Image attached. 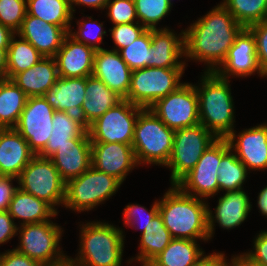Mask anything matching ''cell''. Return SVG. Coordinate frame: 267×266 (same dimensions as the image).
Returning <instances> with one entry per match:
<instances>
[{
    "instance_id": "6da1fadb",
    "label": "cell",
    "mask_w": 267,
    "mask_h": 266,
    "mask_svg": "<svg viewBox=\"0 0 267 266\" xmlns=\"http://www.w3.org/2000/svg\"><path fill=\"white\" fill-rule=\"evenodd\" d=\"M243 28L220 2L184 29L185 63L204 62V72H214Z\"/></svg>"
},
{
    "instance_id": "7a4b0ae2",
    "label": "cell",
    "mask_w": 267,
    "mask_h": 266,
    "mask_svg": "<svg viewBox=\"0 0 267 266\" xmlns=\"http://www.w3.org/2000/svg\"><path fill=\"white\" fill-rule=\"evenodd\" d=\"M208 201L171 185L159 199V214L172 238L209 241Z\"/></svg>"
},
{
    "instance_id": "3957f363",
    "label": "cell",
    "mask_w": 267,
    "mask_h": 266,
    "mask_svg": "<svg viewBox=\"0 0 267 266\" xmlns=\"http://www.w3.org/2000/svg\"><path fill=\"white\" fill-rule=\"evenodd\" d=\"M79 226V249L75 258L68 260L74 266H122L124 235L122 228L109 222L89 221Z\"/></svg>"
},
{
    "instance_id": "277c9868",
    "label": "cell",
    "mask_w": 267,
    "mask_h": 266,
    "mask_svg": "<svg viewBox=\"0 0 267 266\" xmlns=\"http://www.w3.org/2000/svg\"><path fill=\"white\" fill-rule=\"evenodd\" d=\"M230 82L214 72H203L200 83L198 81V85L194 84L198 95L200 124L217 138H226L235 128Z\"/></svg>"
},
{
    "instance_id": "5b68a950",
    "label": "cell",
    "mask_w": 267,
    "mask_h": 266,
    "mask_svg": "<svg viewBox=\"0 0 267 266\" xmlns=\"http://www.w3.org/2000/svg\"><path fill=\"white\" fill-rule=\"evenodd\" d=\"M175 130L168 128L150 109H143L136 120L132 147L139 165L165 167L169 161Z\"/></svg>"
},
{
    "instance_id": "8992f818",
    "label": "cell",
    "mask_w": 267,
    "mask_h": 266,
    "mask_svg": "<svg viewBox=\"0 0 267 266\" xmlns=\"http://www.w3.org/2000/svg\"><path fill=\"white\" fill-rule=\"evenodd\" d=\"M62 228L52 220L18 226L19 245L14 249L42 266L62 264L69 258L60 247L64 234Z\"/></svg>"
},
{
    "instance_id": "52a82bcc",
    "label": "cell",
    "mask_w": 267,
    "mask_h": 266,
    "mask_svg": "<svg viewBox=\"0 0 267 266\" xmlns=\"http://www.w3.org/2000/svg\"><path fill=\"white\" fill-rule=\"evenodd\" d=\"M123 183L91 166L79 177L66 182L63 206L75 213L88 212L108 201Z\"/></svg>"
},
{
    "instance_id": "ba28073f",
    "label": "cell",
    "mask_w": 267,
    "mask_h": 266,
    "mask_svg": "<svg viewBox=\"0 0 267 266\" xmlns=\"http://www.w3.org/2000/svg\"><path fill=\"white\" fill-rule=\"evenodd\" d=\"M184 73L185 68L145 67L133 70L125 99L148 109L158 99L166 97L182 85L184 82H181V78Z\"/></svg>"
},
{
    "instance_id": "9c48e42d",
    "label": "cell",
    "mask_w": 267,
    "mask_h": 266,
    "mask_svg": "<svg viewBox=\"0 0 267 266\" xmlns=\"http://www.w3.org/2000/svg\"><path fill=\"white\" fill-rule=\"evenodd\" d=\"M218 138L202 124L175 130L172 152L166 168L170 184L176 185L197 164L204 151Z\"/></svg>"
},
{
    "instance_id": "30bf717a",
    "label": "cell",
    "mask_w": 267,
    "mask_h": 266,
    "mask_svg": "<svg viewBox=\"0 0 267 266\" xmlns=\"http://www.w3.org/2000/svg\"><path fill=\"white\" fill-rule=\"evenodd\" d=\"M18 188L49 203L56 211L65 200L66 182L50 158L35 155L17 178Z\"/></svg>"
},
{
    "instance_id": "8fae6325",
    "label": "cell",
    "mask_w": 267,
    "mask_h": 266,
    "mask_svg": "<svg viewBox=\"0 0 267 266\" xmlns=\"http://www.w3.org/2000/svg\"><path fill=\"white\" fill-rule=\"evenodd\" d=\"M143 109L123 99L87 127L90 141L132 146L136 120Z\"/></svg>"
},
{
    "instance_id": "7c38bea8",
    "label": "cell",
    "mask_w": 267,
    "mask_h": 266,
    "mask_svg": "<svg viewBox=\"0 0 267 266\" xmlns=\"http://www.w3.org/2000/svg\"><path fill=\"white\" fill-rule=\"evenodd\" d=\"M230 148L226 138H218L198 160L194 168L176 186L184 193L208 201L219 193L218 168L221 156Z\"/></svg>"
},
{
    "instance_id": "4fadbf2b",
    "label": "cell",
    "mask_w": 267,
    "mask_h": 266,
    "mask_svg": "<svg viewBox=\"0 0 267 266\" xmlns=\"http://www.w3.org/2000/svg\"><path fill=\"white\" fill-rule=\"evenodd\" d=\"M150 109L172 130L200 123L198 95L195 85L190 82H184L166 97L158 99Z\"/></svg>"
},
{
    "instance_id": "5bb4252c",
    "label": "cell",
    "mask_w": 267,
    "mask_h": 266,
    "mask_svg": "<svg viewBox=\"0 0 267 266\" xmlns=\"http://www.w3.org/2000/svg\"><path fill=\"white\" fill-rule=\"evenodd\" d=\"M55 110L43 96L28 97L26 105L14 127L38 155L46 146L52 132Z\"/></svg>"
},
{
    "instance_id": "9a60e30c",
    "label": "cell",
    "mask_w": 267,
    "mask_h": 266,
    "mask_svg": "<svg viewBox=\"0 0 267 266\" xmlns=\"http://www.w3.org/2000/svg\"><path fill=\"white\" fill-rule=\"evenodd\" d=\"M214 73L224 79L246 78L255 73L265 78L257 61L256 39L249 28L244 27L236 36L226 58Z\"/></svg>"
},
{
    "instance_id": "2e32d148",
    "label": "cell",
    "mask_w": 267,
    "mask_h": 266,
    "mask_svg": "<svg viewBox=\"0 0 267 266\" xmlns=\"http://www.w3.org/2000/svg\"><path fill=\"white\" fill-rule=\"evenodd\" d=\"M226 139L248 171L267 169V122L243 129L238 134L233 130Z\"/></svg>"
},
{
    "instance_id": "e0dca14e",
    "label": "cell",
    "mask_w": 267,
    "mask_h": 266,
    "mask_svg": "<svg viewBox=\"0 0 267 266\" xmlns=\"http://www.w3.org/2000/svg\"><path fill=\"white\" fill-rule=\"evenodd\" d=\"M92 166L112 175L122 183L135 167L139 166L131 145L119 142H91Z\"/></svg>"
},
{
    "instance_id": "ac0fdd59",
    "label": "cell",
    "mask_w": 267,
    "mask_h": 266,
    "mask_svg": "<svg viewBox=\"0 0 267 266\" xmlns=\"http://www.w3.org/2000/svg\"><path fill=\"white\" fill-rule=\"evenodd\" d=\"M244 189L225 192L222 196L218 197L217 206L210 210L208 206V229L209 240L215 234V223L224 230H231L241 226V224L248 218L252 210V202ZM215 214V215H214Z\"/></svg>"
},
{
    "instance_id": "d6986e66",
    "label": "cell",
    "mask_w": 267,
    "mask_h": 266,
    "mask_svg": "<svg viewBox=\"0 0 267 266\" xmlns=\"http://www.w3.org/2000/svg\"><path fill=\"white\" fill-rule=\"evenodd\" d=\"M181 58H185L183 29L179 34L167 26L151 29L149 67L187 68Z\"/></svg>"
},
{
    "instance_id": "ffe728a7",
    "label": "cell",
    "mask_w": 267,
    "mask_h": 266,
    "mask_svg": "<svg viewBox=\"0 0 267 266\" xmlns=\"http://www.w3.org/2000/svg\"><path fill=\"white\" fill-rule=\"evenodd\" d=\"M96 50L75 40L69 34L64 38L61 48L54 58L59 77H88L93 73Z\"/></svg>"
},
{
    "instance_id": "44dd1931",
    "label": "cell",
    "mask_w": 267,
    "mask_h": 266,
    "mask_svg": "<svg viewBox=\"0 0 267 266\" xmlns=\"http://www.w3.org/2000/svg\"><path fill=\"white\" fill-rule=\"evenodd\" d=\"M62 179L67 182L79 177L92 166V151L89 134L75 137L60 146L50 157Z\"/></svg>"
},
{
    "instance_id": "7402d4cb",
    "label": "cell",
    "mask_w": 267,
    "mask_h": 266,
    "mask_svg": "<svg viewBox=\"0 0 267 266\" xmlns=\"http://www.w3.org/2000/svg\"><path fill=\"white\" fill-rule=\"evenodd\" d=\"M132 70L118 51L102 48L96 50L92 75L103 81L110 90L125 99L130 88Z\"/></svg>"
},
{
    "instance_id": "603a6c76",
    "label": "cell",
    "mask_w": 267,
    "mask_h": 266,
    "mask_svg": "<svg viewBox=\"0 0 267 266\" xmlns=\"http://www.w3.org/2000/svg\"><path fill=\"white\" fill-rule=\"evenodd\" d=\"M68 31L64 27L49 24L26 13L17 37L28 41L44 57H54L61 48Z\"/></svg>"
},
{
    "instance_id": "cb8c5ba5",
    "label": "cell",
    "mask_w": 267,
    "mask_h": 266,
    "mask_svg": "<svg viewBox=\"0 0 267 266\" xmlns=\"http://www.w3.org/2000/svg\"><path fill=\"white\" fill-rule=\"evenodd\" d=\"M35 155L15 128H0V176L17 179Z\"/></svg>"
},
{
    "instance_id": "d4e9b609",
    "label": "cell",
    "mask_w": 267,
    "mask_h": 266,
    "mask_svg": "<svg viewBox=\"0 0 267 266\" xmlns=\"http://www.w3.org/2000/svg\"><path fill=\"white\" fill-rule=\"evenodd\" d=\"M86 77H59L43 95L55 111L80 114L85 95Z\"/></svg>"
},
{
    "instance_id": "484cf974",
    "label": "cell",
    "mask_w": 267,
    "mask_h": 266,
    "mask_svg": "<svg viewBox=\"0 0 267 266\" xmlns=\"http://www.w3.org/2000/svg\"><path fill=\"white\" fill-rule=\"evenodd\" d=\"M59 78L54 57H43L32 67L15 74L11 80L28 96H43Z\"/></svg>"
},
{
    "instance_id": "4316f807",
    "label": "cell",
    "mask_w": 267,
    "mask_h": 266,
    "mask_svg": "<svg viewBox=\"0 0 267 266\" xmlns=\"http://www.w3.org/2000/svg\"><path fill=\"white\" fill-rule=\"evenodd\" d=\"M85 95L86 99L82 104L79 117L87 127L123 100L103 81L93 75L86 77Z\"/></svg>"
},
{
    "instance_id": "83f0119b",
    "label": "cell",
    "mask_w": 267,
    "mask_h": 266,
    "mask_svg": "<svg viewBox=\"0 0 267 266\" xmlns=\"http://www.w3.org/2000/svg\"><path fill=\"white\" fill-rule=\"evenodd\" d=\"M7 211L13 220H20L18 223H21L18 226L45 222L55 218L59 213L46 201L18 187L13 193Z\"/></svg>"
},
{
    "instance_id": "f1b7e54d",
    "label": "cell",
    "mask_w": 267,
    "mask_h": 266,
    "mask_svg": "<svg viewBox=\"0 0 267 266\" xmlns=\"http://www.w3.org/2000/svg\"><path fill=\"white\" fill-rule=\"evenodd\" d=\"M52 132L45 148L38 154L41 157L50 158L63 144L69 143L75 137H86L87 126L79 115L55 111L52 120Z\"/></svg>"
},
{
    "instance_id": "f546056e",
    "label": "cell",
    "mask_w": 267,
    "mask_h": 266,
    "mask_svg": "<svg viewBox=\"0 0 267 266\" xmlns=\"http://www.w3.org/2000/svg\"><path fill=\"white\" fill-rule=\"evenodd\" d=\"M140 234L139 251L137 256L127 260L128 265L138 262L141 266H147L173 239L159 212L149 222L145 231Z\"/></svg>"
},
{
    "instance_id": "4dcf8cb0",
    "label": "cell",
    "mask_w": 267,
    "mask_h": 266,
    "mask_svg": "<svg viewBox=\"0 0 267 266\" xmlns=\"http://www.w3.org/2000/svg\"><path fill=\"white\" fill-rule=\"evenodd\" d=\"M197 240L175 239L147 266H191L204 253Z\"/></svg>"
},
{
    "instance_id": "1f68e13d",
    "label": "cell",
    "mask_w": 267,
    "mask_h": 266,
    "mask_svg": "<svg viewBox=\"0 0 267 266\" xmlns=\"http://www.w3.org/2000/svg\"><path fill=\"white\" fill-rule=\"evenodd\" d=\"M28 96L11 80L0 79V128H14Z\"/></svg>"
},
{
    "instance_id": "d6a6232c",
    "label": "cell",
    "mask_w": 267,
    "mask_h": 266,
    "mask_svg": "<svg viewBox=\"0 0 267 266\" xmlns=\"http://www.w3.org/2000/svg\"><path fill=\"white\" fill-rule=\"evenodd\" d=\"M27 14L69 31L74 15L69 0H26Z\"/></svg>"
},
{
    "instance_id": "836d02e7",
    "label": "cell",
    "mask_w": 267,
    "mask_h": 266,
    "mask_svg": "<svg viewBox=\"0 0 267 266\" xmlns=\"http://www.w3.org/2000/svg\"><path fill=\"white\" fill-rule=\"evenodd\" d=\"M16 36L15 34L11 38L7 49V79H11L15 74L27 70L44 57L32 44Z\"/></svg>"
},
{
    "instance_id": "e575fe53",
    "label": "cell",
    "mask_w": 267,
    "mask_h": 266,
    "mask_svg": "<svg viewBox=\"0 0 267 266\" xmlns=\"http://www.w3.org/2000/svg\"><path fill=\"white\" fill-rule=\"evenodd\" d=\"M217 170L219 193L243 189V184L246 183L247 175L250 173L230 148L221 156Z\"/></svg>"
},
{
    "instance_id": "d590c367",
    "label": "cell",
    "mask_w": 267,
    "mask_h": 266,
    "mask_svg": "<svg viewBox=\"0 0 267 266\" xmlns=\"http://www.w3.org/2000/svg\"><path fill=\"white\" fill-rule=\"evenodd\" d=\"M221 3L243 27L267 19V0H223Z\"/></svg>"
},
{
    "instance_id": "8d00e7d4",
    "label": "cell",
    "mask_w": 267,
    "mask_h": 266,
    "mask_svg": "<svg viewBox=\"0 0 267 266\" xmlns=\"http://www.w3.org/2000/svg\"><path fill=\"white\" fill-rule=\"evenodd\" d=\"M138 22L146 29L157 27L173 8V0H134Z\"/></svg>"
},
{
    "instance_id": "74e56055",
    "label": "cell",
    "mask_w": 267,
    "mask_h": 266,
    "mask_svg": "<svg viewBox=\"0 0 267 266\" xmlns=\"http://www.w3.org/2000/svg\"><path fill=\"white\" fill-rule=\"evenodd\" d=\"M151 47V29H147L133 43L118 52L128 67L133 71L149 67Z\"/></svg>"
},
{
    "instance_id": "f35d334b",
    "label": "cell",
    "mask_w": 267,
    "mask_h": 266,
    "mask_svg": "<svg viewBox=\"0 0 267 266\" xmlns=\"http://www.w3.org/2000/svg\"><path fill=\"white\" fill-rule=\"evenodd\" d=\"M85 18H87L85 20ZM85 18L77 20V31L70 27L68 34L75 40L84 43L87 46L92 47L94 50L102 49V40L104 35L107 36L106 30H104L103 22H96L93 17L86 15ZM75 32H74V31Z\"/></svg>"
},
{
    "instance_id": "ab89813d",
    "label": "cell",
    "mask_w": 267,
    "mask_h": 266,
    "mask_svg": "<svg viewBox=\"0 0 267 266\" xmlns=\"http://www.w3.org/2000/svg\"><path fill=\"white\" fill-rule=\"evenodd\" d=\"M159 212V200H155L151 205L150 210L139 204H129L125 206L123 210V225L126 227L135 228L141 230L143 233L153 219V217ZM137 225V226H136Z\"/></svg>"
},
{
    "instance_id": "60d3db41",
    "label": "cell",
    "mask_w": 267,
    "mask_h": 266,
    "mask_svg": "<svg viewBox=\"0 0 267 266\" xmlns=\"http://www.w3.org/2000/svg\"><path fill=\"white\" fill-rule=\"evenodd\" d=\"M26 0H0V23L17 32L26 16Z\"/></svg>"
},
{
    "instance_id": "b9f144b4",
    "label": "cell",
    "mask_w": 267,
    "mask_h": 266,
    "mask_svg": "<svg viewBox=\"0 0 267 266\" xmlns=\"http://www.w3.org/2000/svg\"><path fill=\"white\" fill-rule=\"evenodd\" d=\"M105 10L113 26L138 22L134 0H109Z\"/></svg>"
},
{
    "instance_id": "7bdbcfd3",
    "label": "cell",
    "mask_w": 267,
    "mask_h": 266,
    "mask_svg": "<svg viewBox=\"0 0 267 266\" xmlns=\"http://www.w3.org/2000/svg\"><path fill=\"white\" fill-rule=\"evenodd\" d=\"M147 29L143 27L139 22L119 24L109 29L110 36L114 43L113 50L119 51L120 49L127 47L141 36Z\"/></svg>"
},
{
    "instance_id": "ee69618b",
    "label": "cell",
    "mask_w": 267,
    "mask_h": 266,
    "mask_svg": "<svg viewBox=\"0 0 267 266\" xmlns=\"http://www.w3.org/2000/svg\"><path fill=\"white\" fill-rule=\"evenodd\" d=\"M256 39V55L262 74L267 76V19L248 27Z\"/></svg>"
},
{
    "instance_id": "f6af8a7d",
    "label": "cell",
    "mask_w": 267,
    "mask_h": 266,
    "mask_svg": "<svg viewBox=\"0 0 267 266\" xmlns=\"http://www.w3.org/2000/svg\"><path fill=\"white\" fill-rule=\"evenodd\" d=\"M253 244V249L244 254L258 265L267 266V230L259 231Z\"/></svg>"
},
{
    "instance_id": "bcb514c9",
    "label": "cell",
    "mask_w": 267,
    "mask_h": 266,
    "mask_svg": "<svg viewBox=\"0 0 267 266\" xmlns=\"http://www.w3.org/2000/svg\"><path fill=\"white\" fill-rule=\"evenodd\" d=\"M0 266H42L38 261L29 258L13 249L0 253Z\"/></svg>"
},
{
    "instance_id": "7dc6e473",
    "label": "cell",
    "mask_w": 267,
    "mask_h": 266,
    "mask_svg": "<svg viewBox=\"0 0 267 266\" xmlns=\"http://www.w3.org/2000/svg\"><path fill=\"white\" fill-rule=\"evenodd\" d=\"M18 224L7 210L0 211V245L8 243L17 236Z\"/></svg>"
},
{
    "instance_id": "c3c4849f",
    "label": "cell",
    "mask_w": 267,
    "mask_h": 266,
    "mask_svg": "<svg viewBox=\"0 0 267 266\" xmlns=\"http://www.w3.org/2000/svg\"><path fill=\"white\" fill-rule=\"evenodd\" d=\"M15 180L17 182L16 178L0 176V211L8 209L13 193L18 187L13 185Z\"/></svg>"
},
{
    "instance_id": "681fc988",
    "label": "cell",
    "mask_w": 267,
    "mask_h": 266,
    "mask_svg": "<svg viewBox=\"0 0 267 266\" xmlns=\"http://www.w3.org/2000/svg\"><path fill=\"white\" fill-rule=\"evenodd\" d=\"M225 264V253L215 252L205 253L191 266H224Z\"/></svg>"
},
{
    "instance_id": "f907efd6",
    "label": "cell",
    "mask_w": 267,
    "mask_h": 266,
    "mask_svg": "<svg viewBox=\"0 0 267 266\" xmlns=\"http://www.w3.org/2000/svg\"><path fill=\"white\" fill-rule=\"evenodd\" d=\"M70 6L73 14L75 13L76 9L75 6H83L87 8H94L97 10H104L106 7V4L109 0H69Z\"/></svg>"
},
{
    "instance_id": "816d5d0a",
    "label": "cell",
    "mask_w": 267,
    "mask_h": 266,
    "mask_svg": "<svg viewBox=\"0 0 267 266\" xmlns=\"http://www.w3.org/2000/svg\"><path fill=\"white\" fill-rule=\"evenodd\" d=\"M225 255V264L224 266H260L257 263L253 262L244 252L238 255H233L229 261L226 259ZM228 260V261H227Z\"/></svg>"
},
{
    "instance_id": "f5cc1de1",
    "label": "cell",
    "mask_w": 267,
    "mask_h": 266,
    "mask_svg": "<svg viewBox=\"0 0 267 266\" xmlns=\"http://www.w3.org/2000/svg\"><path fill=\"white\" fill-rule=\"evenodd\" d=\"M16 33L0 23V49H8L11 38Z\"/></svg>"
},
{
    "instance_id": "db71d44e",
    "label": "cell",
    "mask_w": 267,
    "mask_h": 266,
    "mask_svg": "<svg viewBox=\"0 0 267 266\" xmlns=\"http://www.w3.org/2000/svg\"><path fill=\"white\" fill-rule=\"evenodd\" d=\"M256 205L259 209L258 212L262 214L261 216L267 218V185L258 193Z\"/></svg>"
},
{
    "instance_id": "11a10c76",
    "label": "cell",
    "mask_w": 267,
    "mask_h": 266,
    "mask_svg": "<svg viewBox=\"0 0 267 266\" xmlns=\"http://www.w3.org/2000/svg\"><path fill=\"white\" fill-rule=\"evenodd\" d=\"M7 49H0V79L6 78Z\"/></svg>"
},
{
    "instance_id": "9f6ffc18",
    "label": "cell",
    "mask_w": 267,
    "mask_h": 266,
    "mask_svg": "<svg viewBox=\"0 0 267 266\" xmlns=\"http://www.w3.org/2000/svg\"><path fill=\"white\" fill-rule=\"evenodd\" d=\"M56 266H74L69 260H67L66 262L56 265Z\"/></svg>"
}]
</instances>
